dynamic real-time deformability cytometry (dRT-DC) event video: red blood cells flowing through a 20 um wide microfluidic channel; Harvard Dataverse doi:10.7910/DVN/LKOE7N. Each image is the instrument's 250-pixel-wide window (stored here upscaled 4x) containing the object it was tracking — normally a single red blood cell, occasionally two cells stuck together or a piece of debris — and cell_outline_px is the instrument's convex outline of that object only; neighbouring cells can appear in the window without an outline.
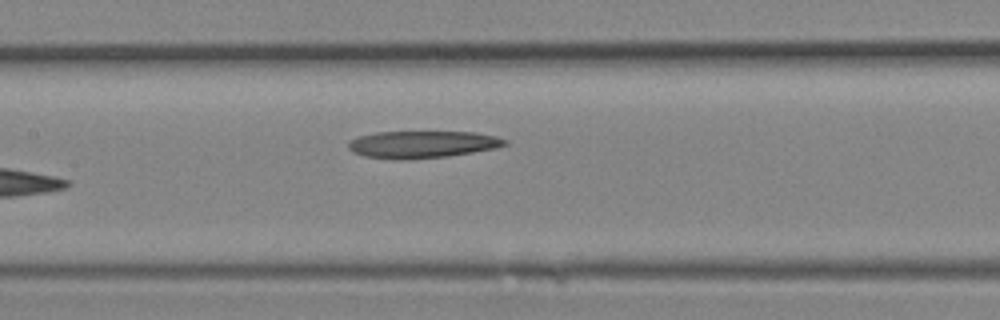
{"species": "Egyptian fruit bat (a non-hibernating species)", "species_latin": "Rousettus aegyptiacus", "temperature_condition": "room temperature", "stored_images_in_passage": 10, "camera_frame_rate_fps": 3000, "um_per_image_px": 0.085, "animal": {"sex": "female"}, "frame": {"image": 1, "passage_image": 10, "time_ms": 3.0, "image_size_px": [1000, 320], "cell_outline_px": [[508, 144], [496, 148], [448, 156], [408, 160], [392, 160], [364, 156], [352, 152], [348, 148], [348, 140], [360, 136], [376, 132], [472, 132], [496, 136], [508, 140]], "centroid_in_image_um": [35.86, 12.28], "position_along_channel_um": 171.5, "area_um2": 24.97}}